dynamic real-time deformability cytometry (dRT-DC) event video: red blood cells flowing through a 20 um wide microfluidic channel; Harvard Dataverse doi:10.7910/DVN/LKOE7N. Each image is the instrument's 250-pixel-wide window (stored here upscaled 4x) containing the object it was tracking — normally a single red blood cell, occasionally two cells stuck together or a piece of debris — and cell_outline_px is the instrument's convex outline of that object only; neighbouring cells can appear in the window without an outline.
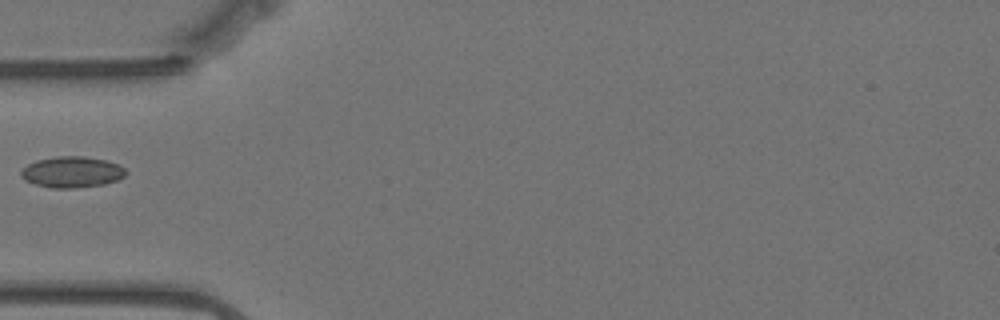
{"species": "Egyptian fruit bat (a non-hibernating species)", "species_latin": "Rousettus aegyptiacus", "temperature_condition": "warm", "stored_images_in_passage": 29, "camera_frame_rate_fps": 3000, "um_per_image_px": 0.085, "animal": {"sex": "female"}, "frame": {"image": 1, "passage_image": 1, "time_ms": 0.0, "image_size_px": [1000, 320], "cell_outline_px": [[128, 172], [124, 176], [116, 180], [104, 184], [76, 188], [52, 188], [36, 184], [24, 180], [20, 176], [20, 172], [28, 164], [36, 160], [56, 156], [84, 156], [104, 160], [120, 164]], "centroid_in_image_um": [6.11, 14.62], "position_along_channel_um": 78.9, "area_um2": 19.02}}